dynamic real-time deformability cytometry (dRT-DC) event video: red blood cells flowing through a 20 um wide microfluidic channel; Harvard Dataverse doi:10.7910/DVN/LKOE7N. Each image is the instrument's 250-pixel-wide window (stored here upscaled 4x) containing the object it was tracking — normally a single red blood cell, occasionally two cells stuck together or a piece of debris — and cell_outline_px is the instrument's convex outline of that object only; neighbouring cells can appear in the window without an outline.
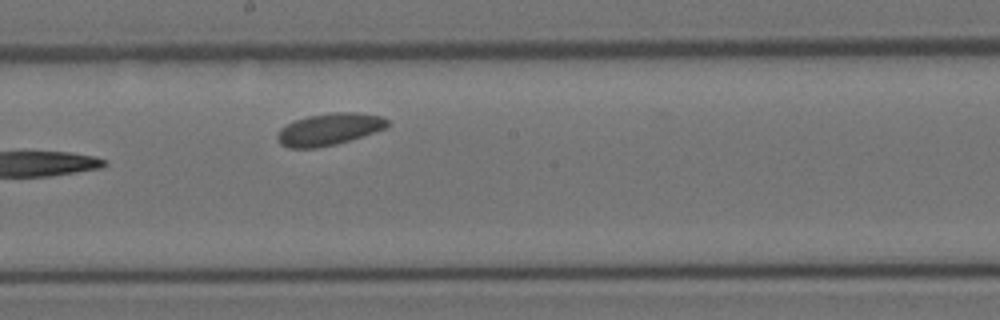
{"species": "Egyptian fruit bat (a non-hibernating species)", "species_latin": "Rousettus aegyptiacus", "temperature_condition": "room temperature", "stored_images_in_passage": 17, "camera_frame_rate_fps": 3000, "um_per_image_px": 0.085, "animal": {"sex": "female"}, "frame": {"image": 1, "passage_image": 17, "time_ms": 5.333, "image_size_px": [1000, 320], "cell_outline_px": [[388, 124], [384, 128], [336, 144], [316, 148], [288, 148], [280, 144], [276, 140], [276, 136], [280, 128], [296, 120], [308, 116], [332, 112], [356, 112], [384, 116], [388, 120]], "centroid_in_image_um": [27.93, 10.98], "position_along_channel_um": 220.3, "area_um2": 20.35}}